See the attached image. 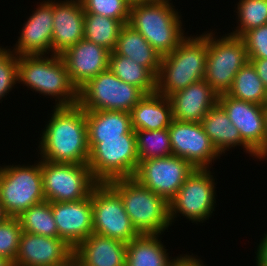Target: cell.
<instances>
[{"instance_id":"7bdbcfd3","label":"cell","mask_w":267,"mask_h":266,"mask_svg":"<svg viewBox=\"0 0 267 266\" xmlns=\"http://www.w3.org/2000/svg\"><path fill=\"white\" fill-rule=\"evenodd\" d=\"M0 266H13V263L8 259L0 256Z\"/></svg>"},{"instance_id":"5bb4252c","label":"cell","mask_w":267,"mask_h":266,"mask_svg":"<svg viewBox=\"0 0 267 266\" xmlns=\"http://www.w3.org/2000/svg\"><path fill=\"white\" fill-rule=\"evenodd\" d=\"M218 104L238 129L241 139L259 156L267 159V135L263 105L218 95Z\"/></svg>"},{"instance_id":"74e56055","label":"cell","mask_w":267,"mask_h":266,"mask_svg":"<svg viewBox=\"0 0 267 266\" xmlns=\"http://www.w3.org/2000/svg\"><path fill=\"white\" fill-rule=\"evenodd\" d=\"M249 61L256 69L259 78L262 80L267 89V59L266 58H249Z\"/></svg>"},{"instance_id":"5b68a950","label":"cell","mask_w":267,"mask_h":266,"mask_svg":"<svg viewBox=\"0 0 267 266\" xmlns=\"http://www.w3.org/2000/svg\"><path fill=\"white\" fill-rule=\"evenodd\" d=\"M172 3L138 2L130 5L129 22L163 57L186 37L181 15Z\"/></svg>"},{"instance_id":"c3c4849f","label":"cell","mask_w":267,"mask_h":266,"mask_svg":"<svg viewBox=\"0 0 267 266\" xmlns=\"http://www.w3.org/2000/svg\"><path fill=\"white\" fill-rule=\"evenodd\" d=\"M263 107H267V92H266V99H265V102L263 104Z\"/></svg>"},{"instance_id":"7c38bea8","label":"cell","mask_w":267,"mask_h":266,"mask_svg":"<svg viewBox=\"0 0 267 266\" xmlns=\"http://www.w3.org/2000/svg\"><path fill=\"white\" fill-rule=\"evenodd\" d=\"M93 232L129 243L140 234L133 227L120 195L108 184L98 183L92 191Z\"/></svg>"},{"instance_id":"ab89813d","label":"cell","mask_w":267,"mask_h":266,"mask_svg":"<svg viewBox=\"0 0 267 266\" xmlns=\"http://www.w3.org/2000/svg\"><path fill=\"white\" fill-rule=\"evenodd\" d=\"M171 266H205L203 261L197 259L192 255L185 254L184 256L181 255L176 259V261Z\"/></svg>"},{"instance_id":"ee69618b","label":"cell","mask_w":267,"mask_h":266,"mask_svg":"<svg viewBox=\"0 0 267 266\" xmlns=\"http://www.w3.org/2000/svg\"><path fill=\"white\" fill-rule=\"evenodd\" d=\"M8 216L6 215L2 203L0 201V223L3 222Z\"/></svg>"},{"instance_id":"f546056e","label":"cell","mask_w":267,"mask_h":266,"mask_svg":"<svg viewBox=\"0 0 267 266\" xmlns=\"http://www.w3.org/2000/svg\"><path fill=\"white\" fill-rule=\"evenodd\" d=\"M266 92L267 89L249 61L237 72L226 94L235 99L263 105Z\"/></svg>"},{"instance_id":"9c48e42d","label":"cell","mask_w":267,"mask_h":266,"mask_svg":"<svg viewBox=\"0 0 267 266\" xmlns=\"http://www.w3.org/2000/svg\"><path fill=\"white\" fill-rule=\"evenodd\" d=\"M146 94L119 79L110 69L100 72L78 90V104L85 111L131 112Z\"/></svg>"},{"instance_id":"e575fe53","label":"cell","mask_w":267,"mask_h":266,"mask_svg":"<svg viewBox=\"0 0 267 266\" xmlns=\"http://www.w3.org/2000/svg\"><path fill=\"white\" fill-rule=\"evenodd\" d=\"M22 228L17 217H7L0 223V256L13 264L18 254Z\"/></svg>"},{"instance_id":"9a60e30c","label":"cell","mask_w":267,"mask_h":266,"mask_svg":"<svg viewBox=\"0 0 267 266\" xmlns=\"http://www.w3.org/2000/svg\"><path fill=\"white\" fill-rule=\"evenodd\" d=\"M172 154L190 162L195 168H209L219 159L201 122L173 120L168 128Z\"/></svg>"},{"instance_id":"f1b7e54d","label":"cell","mask_w":267,"mask_h":266,"mask_svg":"<svg viewBox=\"0 0 267 266\" xmlns=\"http://www.w3.org/2000/svg\"><path fill=\"white\" fill-rule=\"evenodd\" d=\"M122 21L99 14L85 13L84 39L113 52L116 48Z\"/></svg>"},{"instance_id":"8992f818","label":"cell","mask_w":267,"mask_h":266,"mask_svg":"<svg viewBox=\"0 0 267 266\" xmlns=\"http://www.w3.org/2000/svg\"><path fill=\"white\" fill-rule=\"evenodd\" d=\"M88 145L87 164L99 183L134 176L139 164L135 132L121 135V138L88 139Z\"/></svg>"},{"instance_id":"7dc6e473","label":"cell","mask_w":267,"mask_h":266,"mask_svg":"<svg viewBox=\"0 0 267 266\" xmlns=\"http://www.w3.org/2000/svg\"><path fill=\"white\" fill-rule=\"evenodd\" d=\"M125 1H127L130 5L138 3V0H125Z\"/></svg>"},{"instance_id":"603a6c76","label":"cell","mask_w":267,"mask_h":266,"mask_svg":"<svg viewBox=\"0 0 267 266\" xmlns=\"http://www.w3.org/2000/svg\"><path fill=\"white\" fill-rule=\"evenodd\" d=\"M201 124L219 155L232 147L242 146L246 153L260 160L259 156L241 139L238 129L218 103L202 118Z\"/></svg>"},{"instance_id":"277c9868","label":"cell","mask_w":267,"mask_h":266,"mask_svg":"<svg viewBox=\"0 0 267 266\" xmlns=\"http://www.w3.org/2000/svg\"><path fill=\"white\" fill-rule=\"evenodd\" d=\"M107 183L120 195L124 209L140 235H162L171 226L169 202L164 197L140 185L133 177Z\"/></svg>"},{"instance_id":"836d02e7","label":"cell","mask_w":267,"mask_h":266,"mask_svg":"<svg viewBox=\"0 0 267 266\" xmlns=\"http://www.w3.org/2000/svg\"><path fill=\"white\" fill-rule=\"evenodd\" d=\"M85 13L110 17L124 24L129 22L130 4L125 0H80Z\"/></svg>"},{"instance_id":"8fae6325","label":"cell","mask_w":267,"mask_h":266,"mask_svg":"<svg viewBox=\"0 0 267 266\" xmlns=\"http://www.w3.org/2000/svg\"><path fill=\"white\" fill-rule=\"evenodd\" d=\"M209 168H195L176 195L169 201L170 222L180 213L189 221L202 222L211 217L215 208V179ZM173 220V221H172Z\"/></svg>"},{"instance_id":"4dcf8cb0","label":"cell","mask_w":267,"mask_h":266,"mask_svg":"<svg viewBox=\"0 0 267 266\" xmlns=\"http://www.w3.org/2000/svg\"><path fill=\"white\" fill-rule=\"evenodd\" d=\"M22 232L59 238L52 214V202L44 201L33 205L17 216Z\"/></svg>"},{"instance_id":"b9f144b4","label":"cell","mask_w":267,"mask_h":266,"mask_svg":"<svg viewBox=\"0 0 267 266\" xmlns=\"http://www.w3.org/2000/svg\"><path fill=\"white\" fill-rule=\"evenodd\" d=\"M172 0H138V2H145V3H170Z\"/></svg>"},{"instance_id":"f35d334b","label":"cell","mask_w":267,"mask_h":266,"mask_svg":"<svg viewBox=\"0 0 267 266\" xmlns=\"http://www.w3.org/2000/svg\"><path fill=\"white\" fill-rule=\"evenodd\" d=\"M264 235L255 252L257 266H267V233Z\"/></svg>"},{"instance_id":"60d3db41","label":"cell","mask_w":267,"mask_h":266,"mask_svg":"<svg viewBox=\"0 0 267 266\" xmlns=\"http://www.w3.org/2000/svg\"><path fill=\"white\" fill-rule=\"evenodd\" d=\"M58 266H79L78 262L75 260V258L72 256L70 259H68L65 263L58 265Z\"/></svg>"},{"instance_id":"83f0119b","label":"cell","mask_w":267,"mask_h":266,"mask_svg":"<svg viewBox=\"0 0 267 266\" xmlns=\"http://www.w3.org/2000/svg\"><path fill=\"white\" fill-rule=\"evenodd\" d=\"M109 69L122 81L140 88L145 94L156 92V77L144 66L115 51L109 56Z\"/></svg>"},{"instance_id":"bcb514c9","label":"cell","mask_w":267,"mask_h":266,"mask_svg":"<svg viewBox=\"0 0 267 266\" xmlns=\"http://www.w3.org/2000/svg\"><path fill=\"white\" fill-rule=\"evenodd\" d=\"M264 114H265V130L267 135V107H264Z\"/></svg>"},{"instance_id":"8d00e7d4","label":"cell","mask_w":267,"mask_h":266,"mask_svg":"<svg viewBox=\"0 0 267 266\" xmlns=\"http://www.w3.org/2000/svg\"><path fill=\"white\" fill-rule=\"evenodd\" d=\"M241 38L245 43L248 58L267 59V24L247 31Z\"/></svg>"},{"instance_id":"3957f363","label":"cell","mask_w":267,"mask_h":266,"mask_svg":"<svg viewBox=\"0 0 267 266\" xmlns=\"http://www.w3.org/2000/svg\"><path fill=\"white\" fill-rule=\"evenodd\" d=\"M207 57V33L185 37L161 59L156 92L169 97L190 84L204 80Z\"/></svg>"},{"instance_id":"d6986e66","label":"cell","mask_w":267,"mask_h":266,"mask_svg":"<svg viewBox=\"0 0 267 266\" xmlns=\"http://www.w3.org/2000/svg\"><path fill=\"white\" fill-rule=\"evenodd\" d=\"M21 31L13 48L16 55L52 54L53 0L40 2Z\"/></svg>"},{"instance_id":"f6af8a7d","label":"cell","mask_w":267,"mask_h":266,"mask_svg":"<svg viewBox=\"0 0 267 266\" xmlns=\"http://www.w3.org/2000/svg\"><path fill=\"white\" fill-rule=\"evenodd\" d=\"M72 256L75 258V260L78 262L79 266H88L85 263H83L74 253Z\"/></svg>"},{"instance_id":"2e32d148","label":"cell","mask_w":267,"mask_h":266,"mask_svg":"<svg viewBox=\"0 0 267 266\" xmlns=\"http://www.w3.org/2000/svg\"><path fill=\"white\" fill-rule=\"evenodd\" d=\"M52 214L59 238L73 249L93 233L92 193L78 201L52 202Z\"/></svg>"},{"instance_id":"e0dca14e","label":"cell","mask_w":267,"mask_h":266,"mask_svg":"<svg viewBox=\"0 0 267 266\" xmlns=\"http://www.w3.org/2000/svg\"><path fill=\"white\" fill-rule=\"evenodd\" d=\"M63 239L22 232L13 266H58L72 257Z\"/></svg>"},{"instance_id":"52a82bcc","label":"cell","mask_w":267,"mask_h":266,"mask_svg":"<svg viewBox=\"0 0 267 266\" xmlns=\"http://www.w3.org/2000/svg\"><path fill=\"white\" fill-rule=\"evenodd\" d=\"M0 201L8 217H17L29 207L46 201L41 160L29 166H0Z\"/></svg>"},{"instance_id":"6da1fadb","label":"cell","mask_w":267,"mask_h":266,"mask_svg":"<svg viewBox=\"0 0 267 266\" xmlns=\"http://www.w3.org/2000/svg\"><path fill=\"white\" fill-rule=\"evenodd\" d=\"M50 115L38 147L41 160L87 164L90 149L86 111L79 104L54 106Z\"/></svg>"},{"instance_id":"484cf974","label":"cell","mask_w":267,"mask_h":266,"mask_svg":"<svg viewBox=\"0 0 267 266\" xmlns=\"http://www.w3.org/2000/svg\"><path fill=\"white\" fill-rule=\"evenodd\" d=\"M159 235L141 234L126 243L125 266H171L178 257L169 259ZM162 242V243H161Z\"/></svg>"},{"instance_id":"7a4b0ae2","label":"cell","mask_w":267,"mask_h":266,"mask_svg":"<svg viewBox=\"0 0 267 266\" xmlns=\"http://www.w3.org/2000/svg\"><path fill=\"white\" fill-rule=\"evenodd\" d=\"M18 83L55 99V106L78 104V89L70 80L61 55L18 56ZM58 99V100H57Z\"/></svg>"},{"instance_id":"30bf717a","label":"cell","mask_w":267,"mask_h":266,"mask_svg":"<svg viewBox=\"0 0 267 266\" xmlns=\"http://www.w3.org/2000/svg\"><path fill=\"white\" fill-rule=\"evenodd\" d=\"M46 201L69 202L89 197L99 183L88 164L53 163L41 160Z\"/></svg>"},{"instance_id":"ffe728a7","label":"cell","mask_w":267,"mask_h":266,"mask_svg":"<svg viewBox=\"0 0 267 266\" xmlns=\"http://www.w3.org/2000/svg\"><path fill=\"white\" fill-rule=\"evenodd\" d=\"M84 16L80 0L53 1L52 54L61 55L84 39Z\"/></svg>"},{"instance_id":"d6a6232c","label":"cell","mask_w":267,"mask_h":266,"mask_svg":"<svg viewBox=\"0 0 267 266\" xmlns=\"http://www.w3.org/2000/svg\"><path fill=\"white\" fill-rule=\"evenodd\" d=\"M237 5L240 24L229 34L242 37L247 31L267 24V0H240Z\"/></svg>"},{"instance_id":"1f68e13d","label":"cell","mask_w":267,"mask_h":266,"mask_svg":"<svg viewBox=\"0 0 267 266\" xmlns=\"http://www.w3.org/2000/svg\"><path fill=\"white\" fill-rule=\"evenodd\" d=\"M135 133L139 162L173 155L168 129L138 130Z\"/></svg>"},{"instance_id":"7402d4cb","label":"cell","mask_w":267,"mask_h":266,"mask_svg":"<svg viewBox=\"0 0 267 266\" xmlns=\"http://www.w3.org/2000/svg\"><path fill=\"white\" fill-rule=\"evenodd\" d=\"M73 253L88 266L126 265V243L94 232L80 242Z\"/></svg>"},{"instance_id":"d4e9b609","label":"cell","mask_w":267,"mask_h":266,"mask_svg":"<svg viewBox=\"0 0 267 266\" xmlns=\"http://www.w3.org/2000/svg\"><path fill=\"white\" fill-rule=\"evenodd\" d=\"M114 51L146 67L157 78L162 56L130 25L121 28Z\"/></svg>"},{"instance_id":"d590c367","label":"cell","mask_w":267,"mask_h":266,"mask_svg":"<svg viewBox=\"0 0 267 266\" xmlns=\"http://www.w3.org/2000/svg\"><path fill=\"white\" fill-rule=\"evenodd\" d=\"M18 55L0 46V100L18 83Z\"/></svg>"},{"instance_id":"44dd1931","label":"cell","mask_w":267,"mask_h":266,"mask_svg":"<svg viewBox=\"0 0 267 266\" xmlns=\"http://www.w3.org/2000/svg\"><path fill=\"white\" fill-rule=\"evenodd\" d=\"M168 98L173 119L187 122H201L208 111L218 103V94L205 80L190 84Z\"/></svg>"},{"instance_id":"4fadbf2b","label":"cell","mask_w":267,"mask_h":266,"mask_svg":"<svg viewBox=\"0 0 267 266\" xmlns=\"http://www.w3.org/2000/svg\"><path fill=\"white\" fill-rule=\"evenodd\" d=\"M194 169L187 160L171 155L140 161L133 178L169 202Z\"/></svg>"},{"instance_id":"ac0fdd59","label":"cell","mask_w":267,"mask_h":266,"mask_svg":"<svg viewBox=\"0 0 267 266\" xmlns=\"http://www.w3.org/2000/svg\"><path fill=\"white\" fill-rule=\"evenodd\" d=\"M110 51L86 39L61 54L73 85L79 90L100 72L109 69Z\"/></svg>"},{"instance_id":"4316f807","label":"cell","mask_w":267,"mask_h":266,"mask_svg":"<svg viewBox=\"0 0 267 266\" xmlns=\"http://www.w3.org/2000/svg\"><path fill=\"white\" fill-rule=\"evenodd\" d=\"M88 139L121 138L132 128L129 112L116 110L86 111Z\"/></svg>"},{"instance_id":"ba28073f","label":"cell","mask_w":267,"mask_h":266,"mask_svg":"<svg viewBox=\"0 0 267 266\" xmlns=\"http://www.w3.org/2000/svg\"><path fill=\"white\" fill-rule=\"evenodd\" d=\"M249 62L241 37L231 34L215 37L207 32V57L204 80L218 94L227 93L237 72Z\"/></svg>"},{"instance_id":"cb8c5ba5","label":"cell","mask_w":267,"mask_h":266,"mask_svg":"<svg viewBox=\"0 0 267 266\" xmlns=\"http://www.w3.org/2000/svg\"><path fill=\"white\" fill-rule=\"evenodd\" d=\"M130 115L134 131L168 129L174 120L169 98L157 92L146 94Z\"/></svg>"}]
</instances>
